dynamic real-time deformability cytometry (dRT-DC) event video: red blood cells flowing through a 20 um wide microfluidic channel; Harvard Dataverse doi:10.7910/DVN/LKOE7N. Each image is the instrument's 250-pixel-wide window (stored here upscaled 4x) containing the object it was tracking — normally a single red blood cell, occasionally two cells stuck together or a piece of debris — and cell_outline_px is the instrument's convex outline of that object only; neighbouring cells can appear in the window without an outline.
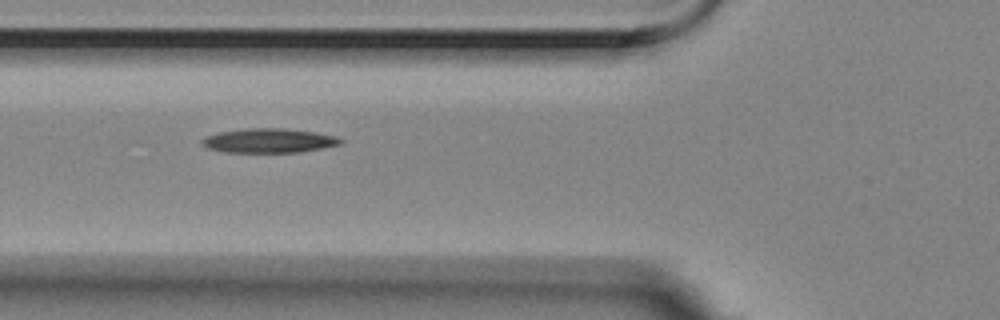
{"species": "Egyptian fruit bat (a non-hibernating species)", "species_latin": "Rousettus aegyptiacus", "temperature_condition": "room temperature", "stored_images_in_passage": 7, "camera_frame_rate_fps": 3000, "um_per_image_px": 0.085, "animal": {"sex": "female"}, "frame": {"image": 1, "passage_image": 3, "time_ms": 0.667, "image_size_px": [1000, 320], "cell_outline_px": [[344, 140], [340, 144], [300, 152], [224, 152], [208, 148], [200, 144], [200, 140], [204, 136], [220, 132], [244, 128], [288, 128], [316, 132], [336, 136]], "centroid_in_image_um": [22.82, 11.94], "position_along_channel_um": 103.0, "area_um2": 19.77}}
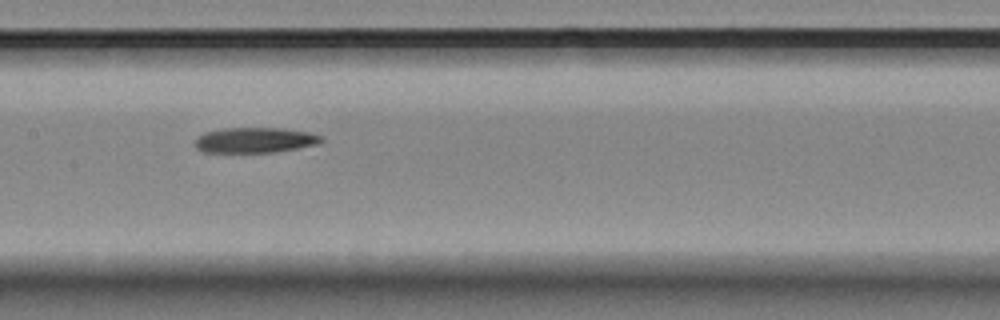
{"frame": {"image": 2, "passage_image": 5, "time_ms": 1.333, "image_size_px": [1000, 320], "cell_outline_px": [[324, 140], [320, 144], [272, 152], [204, 152], [196, 148], [192, 144], [196, 136], [204, 132], [224, 128], [284, 128], [312, 132], [320, 136]], "centroid_in_image_um": [21.64, 11.9], "position_along_channel_um": 185.8, "area_um2": 18.9}}
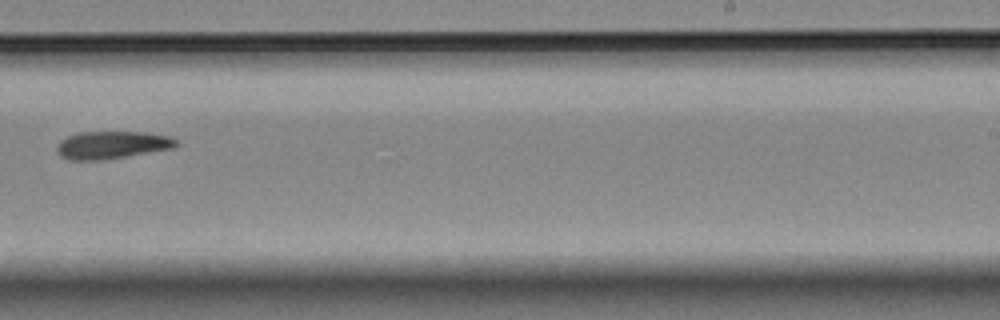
{"frame": {"image": 3, "passage_image": 7, "time_ms": 2.0, "image_size_px": [1000, 320], "cell_outline_px": [[180, 144], [176, 148], [104, 160], [68, 160], [60, 156], [56, 148], [56, 144], [60, 140], [76, 132], [144, 132], [168, 136], [176, 140]], "centroid_in_image_um": [9.51, 12.33], "position_along_channel_um": 279.5, "area_um2": 19.48}}